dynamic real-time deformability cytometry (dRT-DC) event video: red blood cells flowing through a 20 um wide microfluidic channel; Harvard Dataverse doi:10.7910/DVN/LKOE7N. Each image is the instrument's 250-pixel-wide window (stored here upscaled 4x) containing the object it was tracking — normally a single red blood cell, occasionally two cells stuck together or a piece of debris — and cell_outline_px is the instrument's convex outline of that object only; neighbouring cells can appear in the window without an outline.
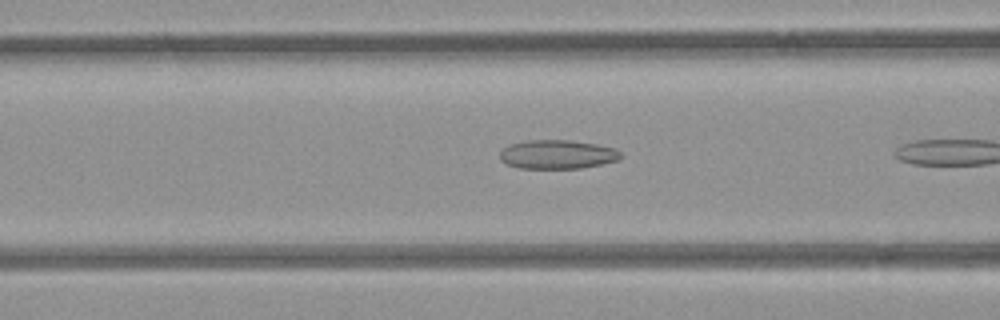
{"species": "common noctule bat (a hibernating species)", "species_latin": "Nyctalus noctula", "temperature_condition": "room temperature", "stored_images_in_passage": 6, "camera_frame_rate_fps": 3000, "um_per_image_px": 0.085, "animal": {"sex": "female", "body_mass_g": 21.9}, "frame": {"image": 1, "passage_image": 5, "time_ms": 1.333, "image_size_px": [1000, 320], "cell_outline_px": [[620, 156], [616, 160], [600, 164], [580, 168], [520, 168], [508, 164], [500, 160], [500, 152], [504, 148], [512, 144], [528, 140], [568, 140], [596, 144], [616, 148], [620, 152]], "centroid_in_image_um": [47.36, 13.12], "position_along_channel_um": 119.2, "area_um2": 20.06}}